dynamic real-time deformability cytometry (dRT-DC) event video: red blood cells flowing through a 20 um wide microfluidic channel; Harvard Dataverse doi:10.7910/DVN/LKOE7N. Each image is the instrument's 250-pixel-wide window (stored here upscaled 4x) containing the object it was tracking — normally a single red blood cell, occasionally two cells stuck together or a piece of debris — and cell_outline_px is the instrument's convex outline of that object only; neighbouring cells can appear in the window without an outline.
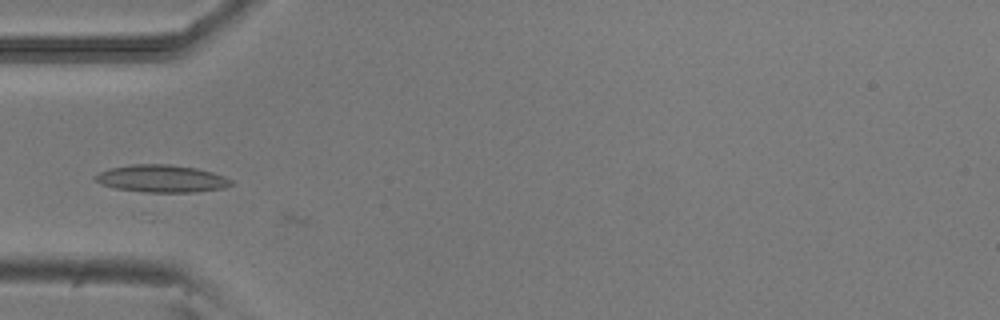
{"species": "common noctule bat (a hibernating species)", "species_latin": "Nyctalus noctula", "temperature_condition": "room temperature", "stored_images_in_passage": 17, "camera_frame_rate_fps": 3000, "um_per_image_px": 0.085, "animal": {"sex": "male", "body_mass_g": 20.5, "forearm_length_mm": 52.5}, "frame": {"image": 1, "passage_image": 6, "time_ms": 1.667, "image_size_px": [1000, 320], "cell_outline_px": [[236, 184], [224, 188], [196, 192], [144, 192], [116, 188], [100, 184], [92, 176], [100, 172], [112, 168], [132, 164], [168, 164], [196, 168], [212, 172], [224, 176], [232, 180]], "centroid_in_image_um": [13.77, 15.19], "position_along_channel_um": 71.2, "area_um2": 21.73}}
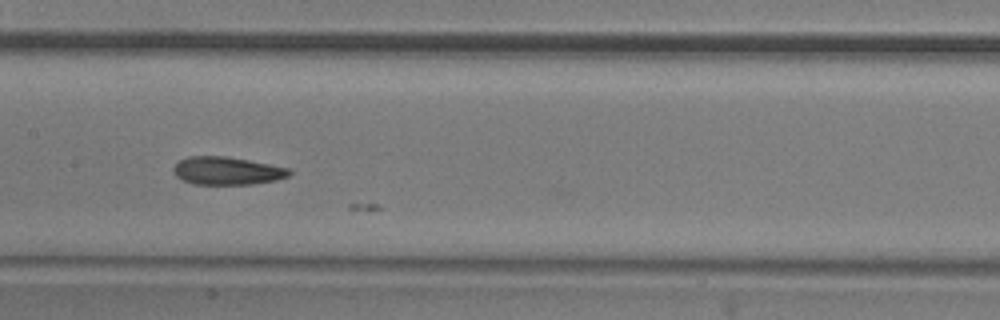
{"frame": {"image": 2, "passage_image": 15, "time_ms": 4.667, "image_size_px": [1000, 320], "cell_outline_px": [[292, 172], [288, 176], [276, 180], [252, 184], [196, 184], [184, 180], [176, 176], [172, 168], [180, 160], [188, 156], [224, 156], [248, 160], [288, 168]], "centroid_in_image_um": [19.29, 14.51], "position_along_channel_um": 188.1, "area_um2": 18.61}}